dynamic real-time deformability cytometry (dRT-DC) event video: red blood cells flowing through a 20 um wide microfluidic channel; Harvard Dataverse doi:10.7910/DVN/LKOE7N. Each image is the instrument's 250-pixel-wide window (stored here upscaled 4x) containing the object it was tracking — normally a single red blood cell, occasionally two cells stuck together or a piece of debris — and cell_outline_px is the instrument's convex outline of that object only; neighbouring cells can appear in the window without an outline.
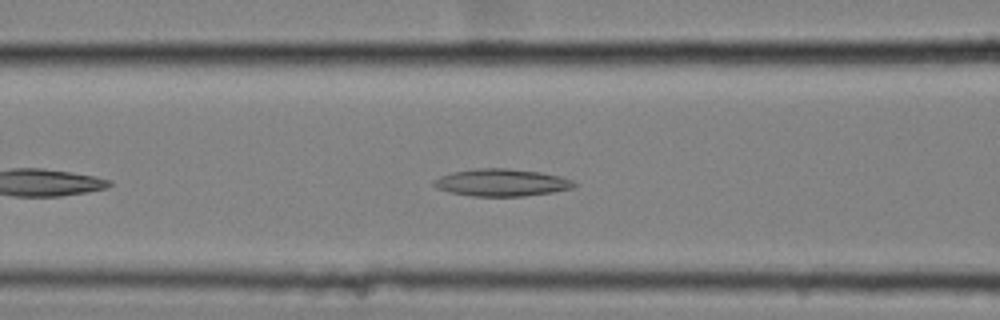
{"species": "common noctule bat (a hibernating species)", "species_latin": "Nyctalus noctula", "temperature_condition": "cold", "stored_images_in_passage": 27, "camera_frame_rate_fps": 3000, "um_per_image_px": 0.085, "animal": {"sex": "female", "body_mass_g": 25.1}, "frame": {"image": 1, "passage_image": 9, "time_ms": 2.667, "image_size_px": [1000, 320], "cell_outline_px": [[576, 184], [572, 188], [552, 192], [524, 196], [472, 196], [448, 192], [436, 188], [432, 184], [440, 176], [452, 172], [476, 168], [508, 168], [540, 172], [560, 176], [572, 180]], "centroid_in_image_um": [42.61, 15.51], "position_along_channel_um": 124.0, "area_um2": 22.25}}
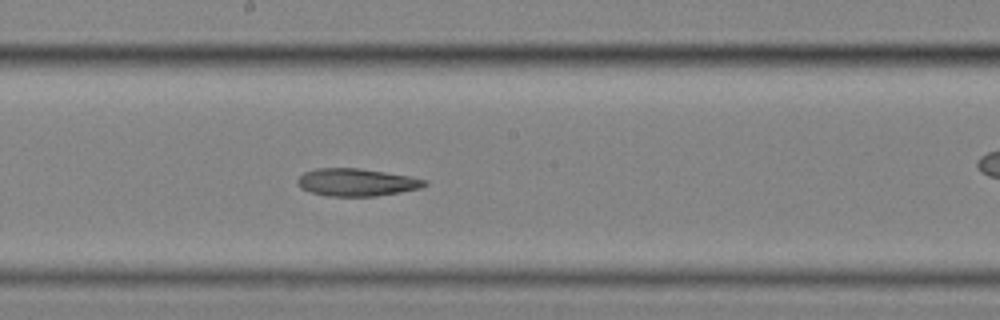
{"frame": {"image": 2, "passage_image": 17, "time_ms": 5.333, "image_size_px": [1000, 320], "cell_outline_px": [[428, 184], [420, 188], [400, 192], [376, 196], [328, 196], [312, 192], [300, 188], [296, 180], [304, 172], [316, 168], [360, 168], [408, 176], [428, 180]], "centroid_in_image_um": [30.3, 15.49], "position_along_channel_um": 217.9, "area_um2": 20.35}}
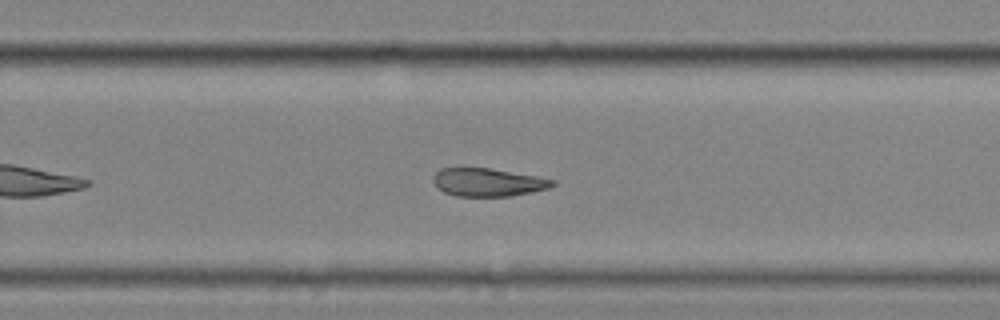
{"frame": {"image": 3, "passage_image": 23, "time_ms": 7.333, "image_size_px": [1000, 320], "cell_outline_px": [[556, 184], [548, 188], [532, 192], [512, 196], [456, 196], [444, 192], [436, 188], [432, 180], [432, 176], [440, 168], [488, 168], [536, 176], [556, 180]], "centroid_in_image_um": [41.44, 15.5], "position_along_channel_um": 288.4, "area_um2": 19.59}}